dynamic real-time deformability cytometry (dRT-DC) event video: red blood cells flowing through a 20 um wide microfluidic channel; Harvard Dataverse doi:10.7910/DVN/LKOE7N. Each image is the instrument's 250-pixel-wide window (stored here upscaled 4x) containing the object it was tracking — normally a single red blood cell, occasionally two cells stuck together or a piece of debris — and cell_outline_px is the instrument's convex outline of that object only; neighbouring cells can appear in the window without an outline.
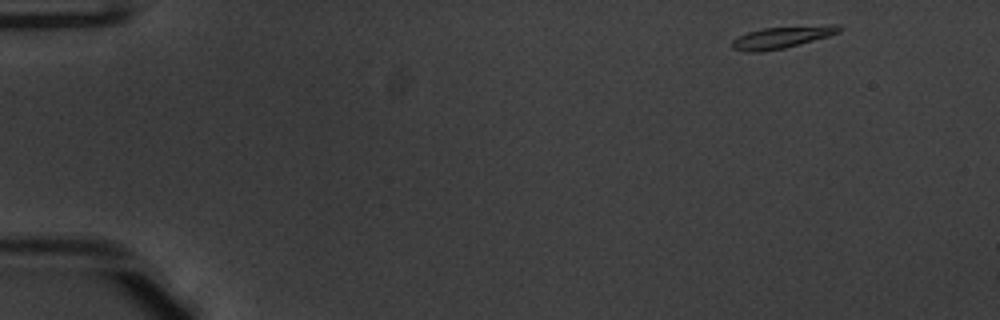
{"species": "common noctule bat (a hibernating species)", "species_latin": "Nyctalus noctula", "temperature_condition": "warm", "stored_images_in_passage": 7, "camera_frame_rate_fps": 3000, "um_per_image_px": 0.085, "animal": {"sex": "male", "body_mass_g": 20.1, "forearm_length_mm": 53.5}, "frame": {"image": 1, "passage_image": 1, "time_ms": 0.0, "image_size_px": [1000, 320], "cell_outline_px": [[840, 32], [828, 36], [784, 48], [760, 52], [744, 52], [732, 48], [732, 40], [748, 32], [764, 28], [832, 24], [840, 24]], "centroid_in_image_um": [66.47, 3.17], "position_along_channel_um": 18.5, "area_um2": 13.53}}